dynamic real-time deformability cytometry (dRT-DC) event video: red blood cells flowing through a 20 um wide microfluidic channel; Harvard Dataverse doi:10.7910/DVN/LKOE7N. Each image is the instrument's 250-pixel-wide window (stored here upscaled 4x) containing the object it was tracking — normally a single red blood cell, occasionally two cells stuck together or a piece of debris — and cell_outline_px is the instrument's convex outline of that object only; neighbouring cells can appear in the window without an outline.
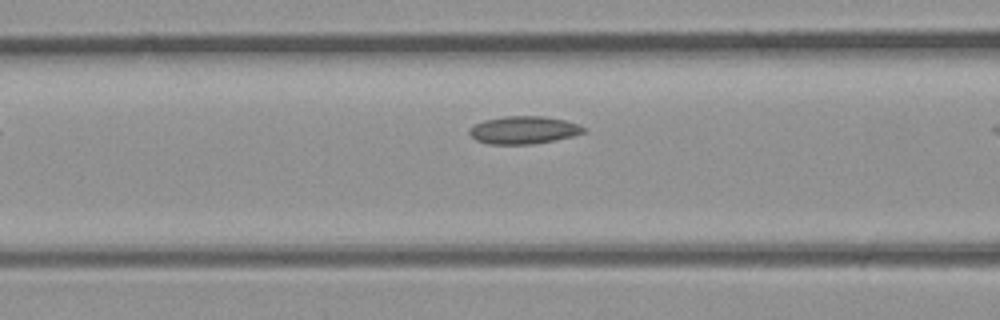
{"species": "common noctule bat (a hibernating species)", "species_latin": "Nyctalus noctula", "temperature_condition": "room temperature", "stored_images_in_passage": 6, "camera_frame_rate_fps": 3000, "um_per_image_px": 0.085, "animal": {"sex": "male", "body_mass_g": 23.1, "forearm_length_mm": 52.7}, "frame": {"image": 1, "passage_image": 5, "time_ms": 1.333, "image_size_px": [1000, 320], "cell_outline_px": [[588, 128], [584, 132], [572, 136], [556, 140], [532, 144], [488, 144], [476, 140], [468, 132], [468, 128], [484, 120], [504, 116], [544, 116], [564, 120], [580, 124]], "centroid_in_image_um": [44.53, 11.05], "position_along_channel_um": 122.1, "area_um2": 18.55}}